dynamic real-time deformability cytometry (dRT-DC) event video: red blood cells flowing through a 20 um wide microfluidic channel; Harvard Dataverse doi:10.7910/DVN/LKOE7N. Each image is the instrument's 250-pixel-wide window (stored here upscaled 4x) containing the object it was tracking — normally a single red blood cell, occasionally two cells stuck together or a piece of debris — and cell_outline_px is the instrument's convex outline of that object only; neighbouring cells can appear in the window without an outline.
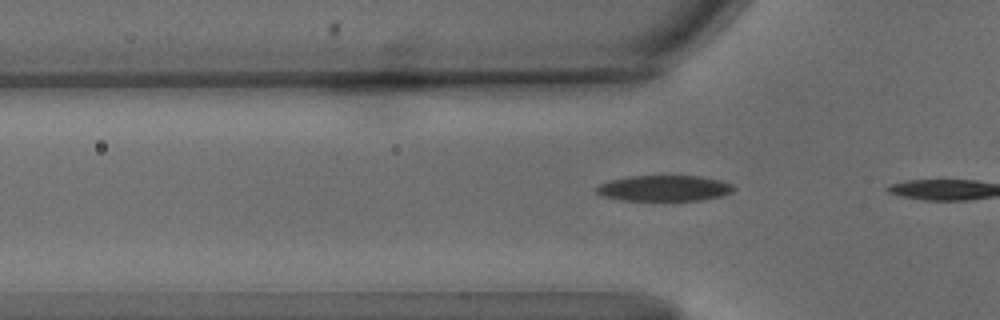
{"species": "common noctule bat (a hibernating species)", "species_latin": "Nyctalus noctula", "temperature_condition": "warm", "stored_images_in_passage": 7, "camera_frame_rate_fps": 3000, "um_per_image_px": 0.085, "animal": {"sex": "male", "body_mass_g": 15.6}, "frame": {"image": 1, "passage_image": 5, "time_ms": 1.333, "image_size_px": [1000, 320], "cell_outline_px": [[736, 188], [732, 192], [724, 196], [700, 200], [664, 204], [620, 200], [600, 196], [596, 192], [596, 188], [600, 184], [612, 180], [628, 176], [700, 176], [720, 180], [732, 184]], "centroid_in_image_um": [56.46, 16.06], "position_along_channel_um": 69.3, "area_um2": 21.85}}